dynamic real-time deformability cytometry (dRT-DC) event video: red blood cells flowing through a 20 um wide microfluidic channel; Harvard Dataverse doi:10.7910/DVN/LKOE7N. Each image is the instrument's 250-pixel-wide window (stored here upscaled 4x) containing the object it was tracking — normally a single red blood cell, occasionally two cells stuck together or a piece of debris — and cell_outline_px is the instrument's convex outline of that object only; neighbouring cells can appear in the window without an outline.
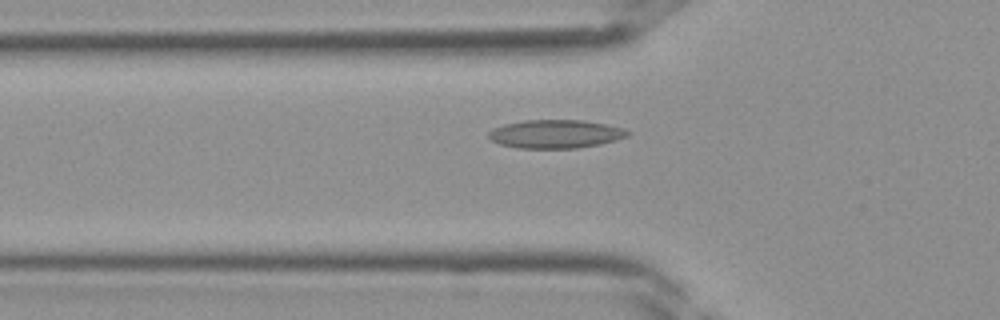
{"species": "Egyptian fruit bat (a non-hibernating species)", "species_latin": "Rousettus aegyptiacus", "temperature_condition": "room temperature", "stored_images_in_passage": 40, "camera_frame_rate_fps": 3000, "um_per_image_px": 0.085, "frame": {"image": 1, "passage_image": 14, "time_ms": 4.333, "image_size_px": [1000, 320], "cell_outline_px": [[632, 132], [628, 136], [616, 140], [600, 144], [576, 148], [520, 148], [500, 144], [492, 140], [488, 136], [488, 132], [492, 128], [504, 124], [524, 120], [584, 120], [624, 128]], "centroid_in_image_um": [47.23, 11.38], "position_along_channel_um": 78.6, "area_um2": 23.06}}
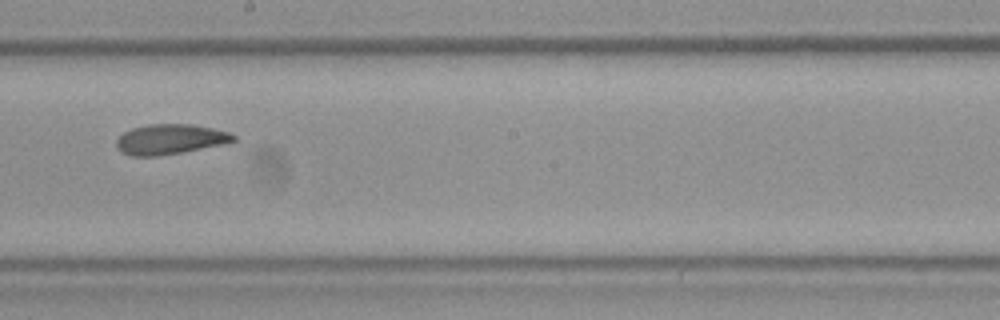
{"frame": {"image": 2, "passage_image": 23, "time_ms": 7.333, "image_size_px": [1000, 320], "cell_outline_px": [[236, 140], [220, 144], [180, 152], [156, 156], [128, 156], [120, 152], [116, 148], [116, 140], [124, 132], [132, 128], [148, 124], [192, 124], [212, 128], [228, 132], [236, 136]], "centroid_in_image_um": [14.39, 11.83], "position_along_channel_um": 233.8, "area_um2": 20.35}}
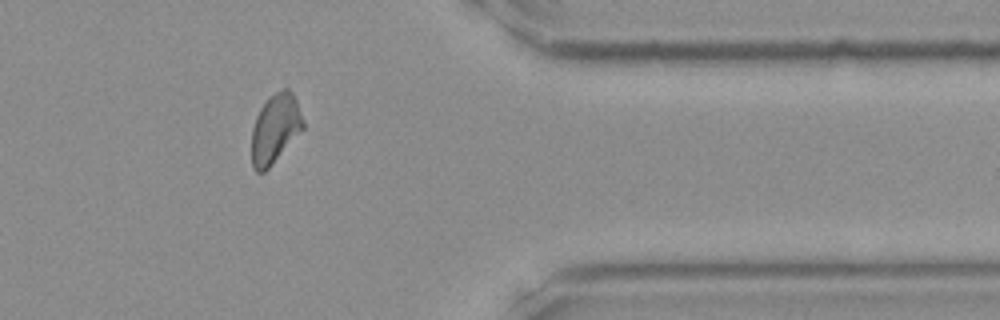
{"frame": {"image": 3, "passage_image": 33, "time_ms": 10.667, "image_size_px": [1000, 320], "cell_outline_px": [[304, 128], [272, 164], [264, 172], [256, 172], [252, 168], [252, 128], [256, 116], [260, 108], [268, 96], [284, 88], [288, 88], [292, 92], [296, 100], [304, 124]], "centroid_in_image_um": [23.37, 10.92], "position_along_channel_um": 388.0, "area_um2": 20.63}}